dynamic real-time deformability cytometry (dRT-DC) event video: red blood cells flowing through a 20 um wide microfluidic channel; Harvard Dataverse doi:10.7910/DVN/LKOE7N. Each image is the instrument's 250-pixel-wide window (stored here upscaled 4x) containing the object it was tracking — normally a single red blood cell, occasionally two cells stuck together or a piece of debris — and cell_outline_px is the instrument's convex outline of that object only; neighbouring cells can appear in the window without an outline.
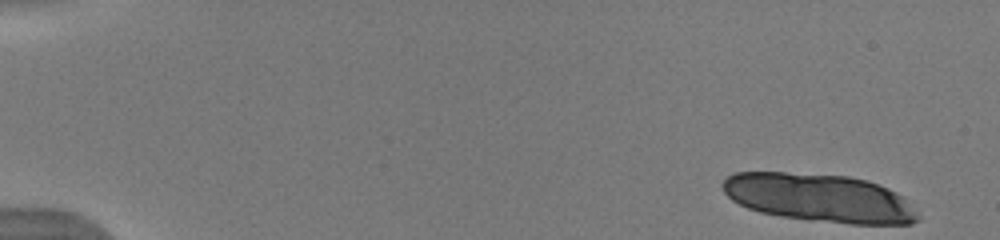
{"species": "human", "species_latin": "Homo sapiens", "temperature_condition": "warm", "stored_images_in_passage": 15, "camera_frame_rate_fps": 3000, "um_per_image_px": 0.085, "donor": {"sex": "male"}, "frame": {"image": 1, "passage_image": 1, "time_ms": 0.0, "image_size_px": [1000, 240], "cell_outline_px": [[920, 220], [912, 224], [848, 224], [808, 220], [780, 216], [760, 212], [748, 208], [732, 200], [724, 192], [720, 184], [732, 172], [784, 172], [848, 176], [868, 180], [888, 188], [904, 196], [916, 212]], "centroid_in_image_um": [69.65, 16.82], "position_along_channel_um": 15.4, "area_um2": 55.2}}